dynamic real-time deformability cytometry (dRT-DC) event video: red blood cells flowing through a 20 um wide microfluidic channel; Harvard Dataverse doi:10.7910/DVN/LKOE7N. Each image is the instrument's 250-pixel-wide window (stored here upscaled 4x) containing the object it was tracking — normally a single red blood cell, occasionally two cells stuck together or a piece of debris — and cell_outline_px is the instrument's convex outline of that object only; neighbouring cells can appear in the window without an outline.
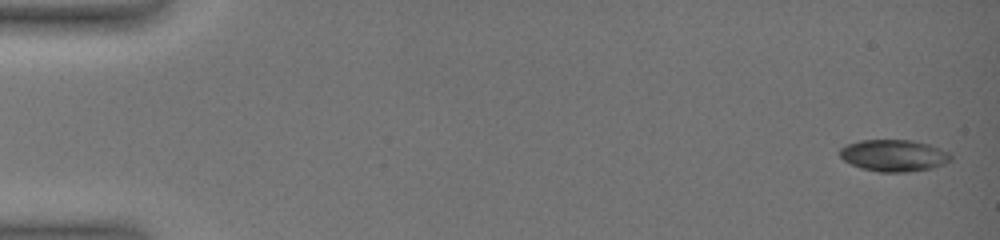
{"species": "common noctule bat (a hibernating species)", "species_latin": "Nyctalus noctula", "temperature_condition": "warm", "stored_images_in_passage": 21, "camera_frame_rate_fps": 3000, "um_per_image_px": 0.085, "animal": {"sex": "female", "body_mass_g": 19.0, "forearm_length_mm": 51.5}, "frame": {"image": 1, "passage_image": 1, "time_ms": 0.0, "image_size_px": [1000, 240], "cell_outline_px": [[952, 160], [944, 164], [932, 168], [908, 172], [880, 172], [860, 168], [844, 160], [840, 156], [840, 148], [848, 144], [860, 140], [912, 140], [928, 144], [940, 148], [948, 152], [952, 156]], "centroid_in_image_um": [75.99, 13.22], "position_along_channel_um": 9.0, "area_um2": 20.58}}
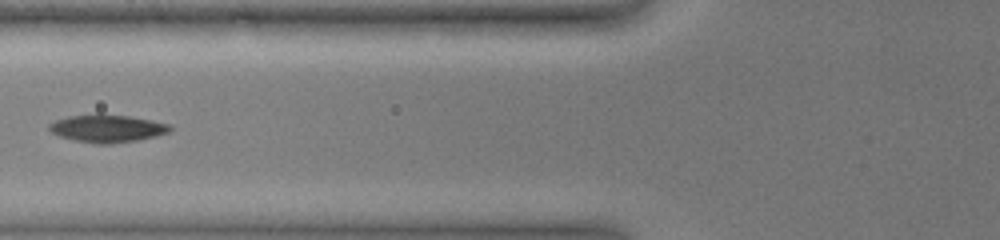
{"frame": {"image": 2, "passage_image": 13, "time_ms": 6.667, "image_size_px": [1000, 240], "cell_outline_px": [[172, 128], [168, 132], [156, 136], [136, 140], [108, 144], [96, 144], [76, 140], [60, 136], [52, 132], [48, 128], [48, 124], [56, 120], [68, 116], [96, 112], [100, 112], [128, 116], [152, 120], [168, 124]], "centroid_in_image_um": [9.08, 10.89], "position_along_channel_um": 116.7, "area_um2": 19.65}}
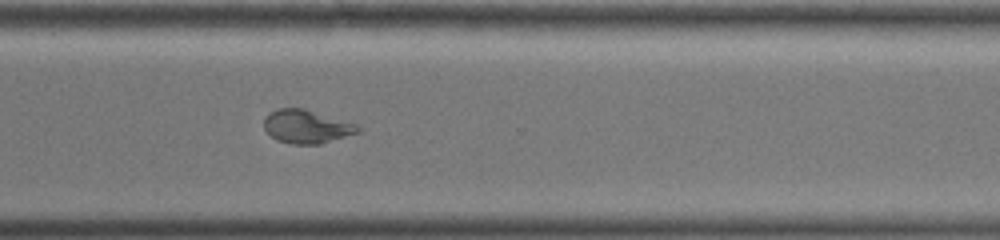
{"frame": {"image": 3, "passage_image": 21, "time_ms": 12.333, "image_size_px": [1000, 240], "cell_outline_px": [[360, 132], [320, 144], [292, 144], [276, 140], [264, 128], [264, 116], [268, 112], [276, 108], [304, 108], [356, 124], [360, 128]], "centroid_in_image_um": [26.02, 10.75], "position_along_channel_um": 344.6, "area_um2": 18.32}}